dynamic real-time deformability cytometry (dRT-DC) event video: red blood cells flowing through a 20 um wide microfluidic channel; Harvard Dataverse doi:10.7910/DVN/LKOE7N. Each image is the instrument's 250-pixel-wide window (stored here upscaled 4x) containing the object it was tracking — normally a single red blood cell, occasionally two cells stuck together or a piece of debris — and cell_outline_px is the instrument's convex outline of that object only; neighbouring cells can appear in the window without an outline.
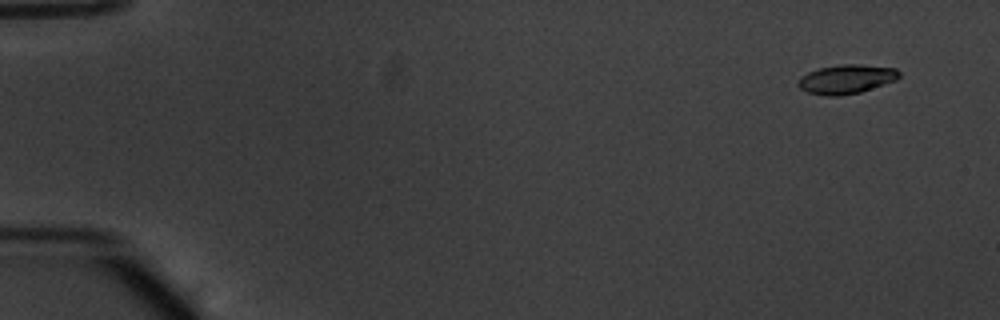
{"species": "common noctule bat (a hibernating species)", "species_latin": "Nyctalus noctula", "temperature_condition": "warm", "stored_images_in_passage": 55, "camera_frame_rate_fps": 3000, "um_per_image_px": 0.085, "animal": {"sex": "male", "body_mass_g": 20.1, "forearm_length_mm": 53.5}, "frame": {"image": 1, "passage_image": 4, "time_ms": 1.0, "image_size_px": [1000, 320], "cell_outline_px": [[900, 76], [896, 80], [860, 92], [840, 96], [824, 96], [808, 92], [800, 88], [796, 84], [800, 76], [808, 72], [820, 68], [840, 64], [860, 64], [896, 68], [900, 72]], "centroid_in_image_um": [71.92, 6.73], "position_along_channel_um": 13.1, "area_um2": 17.22}}
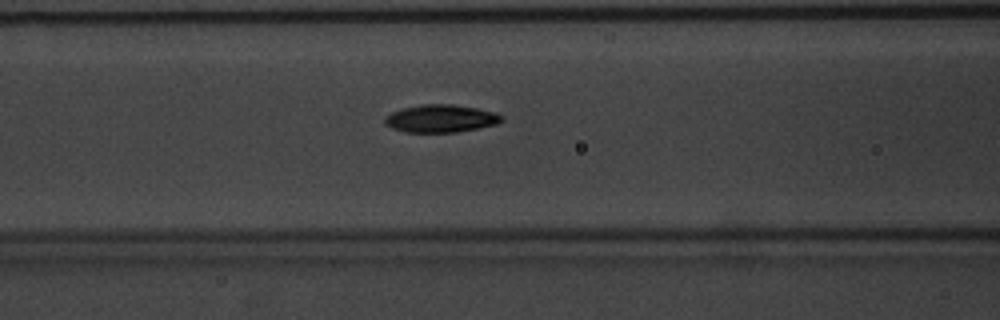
{"frame": {"image": 2, "passage_image": 24, "time_ms": 7.667, "image_size_px": [1000, 320], "cell_outline_px": [[504, 120], [496, 124], [456, 132], [404, 132], [392, 128], [384, 124], [384, 116], [392, 112], [404, 108], [424, 104], [452, 104], [476, 108], [492, 112], [504, 116]], "centroid_in_image_um": [37.44, 10.08], "position_along_channel_um": 129.2, "area_um2": 18.73}}
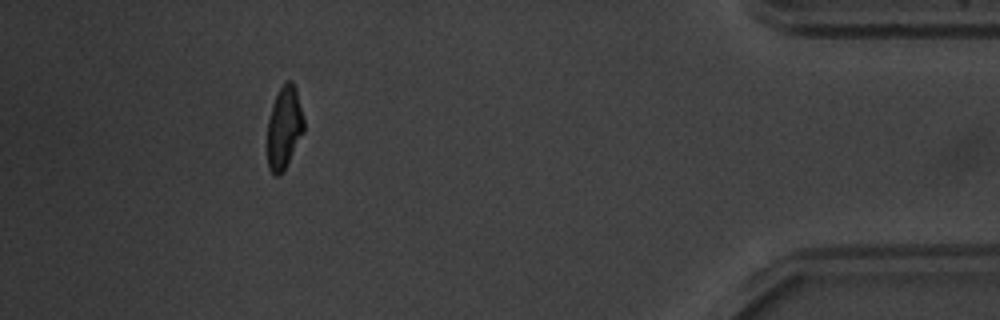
{"frame": {"image": 3, "passage_image": 50, "time_ms": 16.333, "image_size_px": [1000, 320], "cell_outline_px": [[304, 132], [280, 176], [272, 176], [268, 168], [268, 120], [272, 104], [284, 80], [292, 80], [296, 88], [304, 120]], "centroid_in_image_um": [24.15, 10.84], "position_along_channel_um": 411.0, "area_um2": 17.57}, "authors_computed_cell_mechanics": {"area_um2": 18.1492, "velocity_mm_per_s": 3.8269, "shape_relaxation_time_tau1_ms": 3.0208, "shape_relaxation_time_tau2_ms": 1.6802, "deformation_change_tau1": 0.1754, "deformation_change_tau2": 0.0672}}